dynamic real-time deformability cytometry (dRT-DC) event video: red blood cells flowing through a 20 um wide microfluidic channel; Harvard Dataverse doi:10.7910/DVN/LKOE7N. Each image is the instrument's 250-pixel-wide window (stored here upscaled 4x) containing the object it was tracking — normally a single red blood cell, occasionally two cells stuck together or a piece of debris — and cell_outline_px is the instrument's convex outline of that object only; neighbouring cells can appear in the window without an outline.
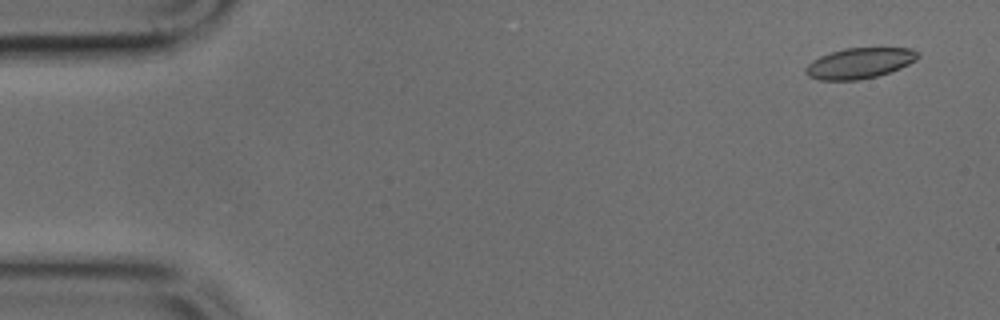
{"species": "common noctule bat (a hibernating species)", "species_latin": "Nyctalus noctula", "temperature_condition": "cold", "stored_images_in_passage": 49, "camera_frame_rate_fps": 3000, "um_per_image_px": 0.085, "animal": {"sex": "male", "body_mass_g": 17.9, "forearm_length_mm": 54.2}, "frame": {"image": 1, "passage_image": 3, "time_ms": 0.667, "image_size_px": [1000, 320], "cell_outline_px": [[920, 56], [916, 60], [900, 68], [876, 76], [856, 80], [820, 80], [808, 76], [804, 72], [804, 68], [812, 60], [820, 56], [844, 48], [912, 48], [920, 52]], "centroid_in_image_um": [73.06, 5.36], "position_along_channel_um": 11.9, "area_um2": 20.0}}
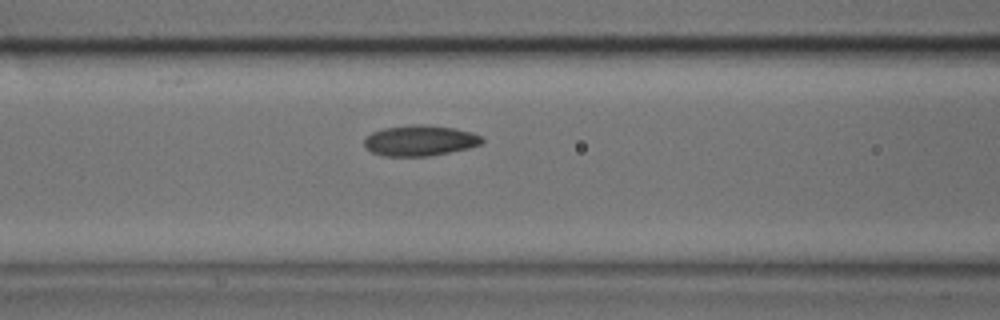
{"frame": {"image": 2, "passage_image": 20, "time_ms": 6.333, "image_size_px": [1000, 320], "cell_outline_px": [[484, 140], [480, 144], [468, 148], [428, 156], [384, 156], [372, 152], [364, 148], [364, 140], [372, 132], [384, 128], [412, 124], [428, 124], [452, 128], [472, 132], [480, 136]], "centroid_in_image_um": [35.66, 11.94], "position_along_channel_um": 130.9, "area_um2": 20.98}}
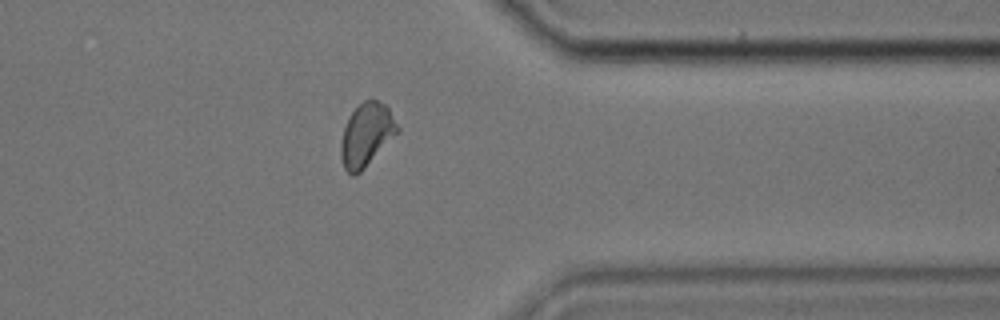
{"frame": {"image": 3, "passage_image": 39, "time_ms": 12.667, "image_size_px": [1000, 320], "cell_outline_px": [[400, 132], [356, 176], [352, 176], [344, 168], [340, 156], [340, 144], [344, 128], [348, 116], [364, 100], [376, 100], [384, 104], [388, 108], [400, 128]], "centroid_in_image_um": [31.15, 11.48], "position_along_channel_um": 380.2, "area_um2": 20.87}}